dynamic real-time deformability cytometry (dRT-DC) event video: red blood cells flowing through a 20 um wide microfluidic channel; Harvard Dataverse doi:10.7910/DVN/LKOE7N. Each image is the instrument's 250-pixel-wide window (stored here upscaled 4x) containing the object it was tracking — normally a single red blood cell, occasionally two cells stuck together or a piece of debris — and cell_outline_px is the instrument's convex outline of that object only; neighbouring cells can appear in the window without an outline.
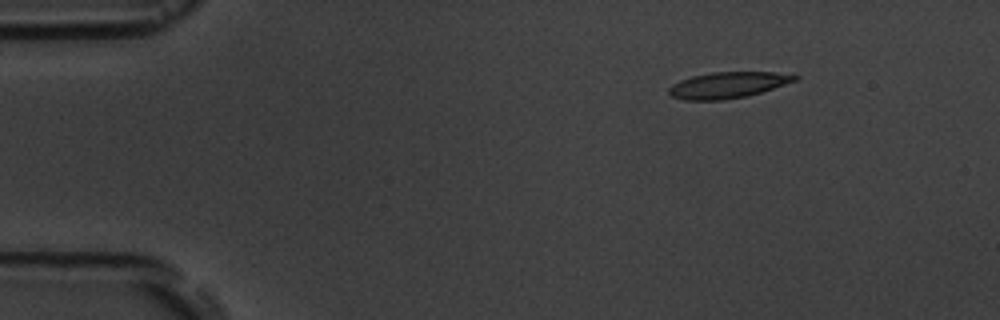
{"species": "common noctule bat (a hibernating species)", "species_latin": "Nyctalus noctula", "temperature_condition": "room temperature", "stored_images_in_passage": 5, "camera_frame_rate_fps": 3000, "um_per_image_px": 0.085, "animal": {"sex": "male", "body_mass_g": 19.5, "forearm_length_mm": 54.6}, "frame": {"image": 1, "passage_image": 1, "time_ms": 0.0, "image_size_px": [1000, 320], "cell_outline_px": [[800, 76], [796, 80], [748, 96], [724, 100], [684, 100], [672, 96], [668, 92], [668, 88], [672, 84], [680, 80], [692, 76], [712, 72], [776, 72]], "centroid_in_image_um": [61.82, 7.23], "position_along_channel_um": 23.2, "area_um2": 19.07}}
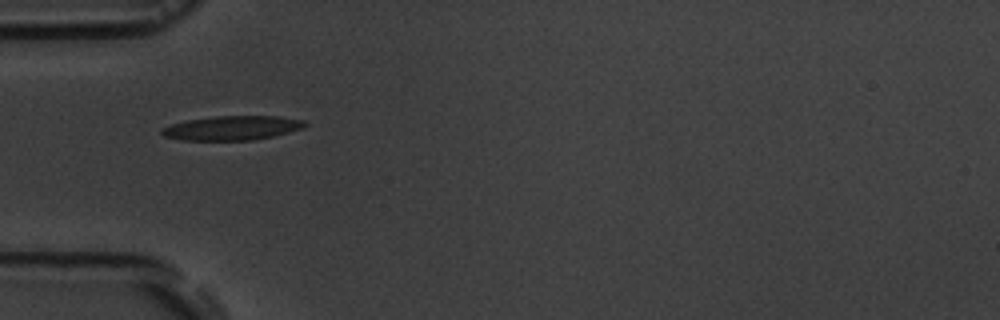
{"frame": {"image": 2, "passage_image": 4, "time_ms": 3.333, "image_size_px": [1000, 320], "cell_outline_px": [[308, 124], [304, 128], [272, 136], [252, 140], [184, 140], [164, 136], [160, 132], [160, 128], [172, 124], [188, 120], [216, 116], [280, 116], [304, 120]], "centroid_in_image_um": [19.75, 10.87], "position_along_channel_um": 65.3, "area_um2": 20.17}}
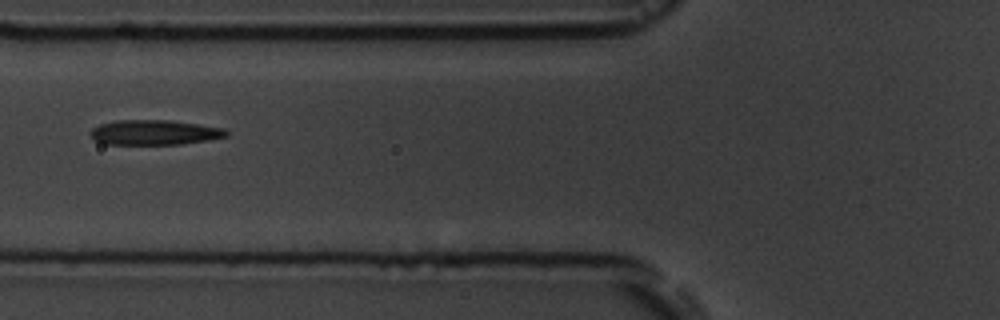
{"frame": {"image": 3, "passage_image": 5, "time_ms": 4.667, "image_size_px": [1000, 320], "cell_outline_px": [[228, 136], [208, 140], [180, 144], [104, 144], [96, 140], [88, 132], [92, 128], [100, 124], [116, 120], [172, 120], [224, 128], [228, 132]], "centroid_in_image_um": [13.12, 11.25], "position_along_channel_um": 112.7, "area_um2": 19.77}}